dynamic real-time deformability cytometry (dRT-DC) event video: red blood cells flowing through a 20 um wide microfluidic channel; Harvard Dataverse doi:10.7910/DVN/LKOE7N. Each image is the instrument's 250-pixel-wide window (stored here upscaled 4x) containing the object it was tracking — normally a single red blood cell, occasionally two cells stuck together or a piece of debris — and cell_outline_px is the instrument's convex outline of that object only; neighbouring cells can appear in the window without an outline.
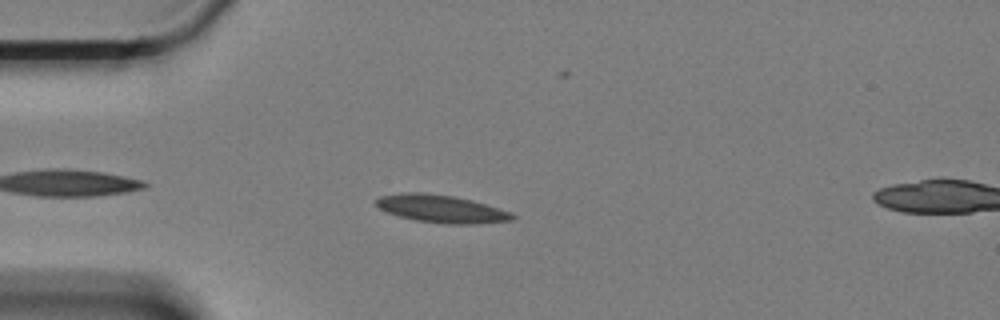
{"species": "Egyptian fruit bat (a non-hibernating species)", "species_latin": "Rousettus aegyptiacus", "temperature_condition": "cold", "stored_images_in_passage": 8, "camera_frame_rate_fps": 3000, "um_per_image_px": 0.085, "animal": {"sex": "female"}, "frame": {"image": 1, "passage_image": 5, "time_ms": 1.333, "image_size_px": [1000, 320], "cell_outline_px": [[516, 216], [512, 220], [476, 224], [444, 224], [416, 220], [400, 216], [388, 212], [380, 208], [376, 204], [376, 200], [380, 196], [400, 192], [424, 192], [452, 196], [472, 200], [512, 212]], "centroid_in_image_um": [37.53, 17.74], "position_along_channel_um": 47.5, "area_um2": 21.96}}